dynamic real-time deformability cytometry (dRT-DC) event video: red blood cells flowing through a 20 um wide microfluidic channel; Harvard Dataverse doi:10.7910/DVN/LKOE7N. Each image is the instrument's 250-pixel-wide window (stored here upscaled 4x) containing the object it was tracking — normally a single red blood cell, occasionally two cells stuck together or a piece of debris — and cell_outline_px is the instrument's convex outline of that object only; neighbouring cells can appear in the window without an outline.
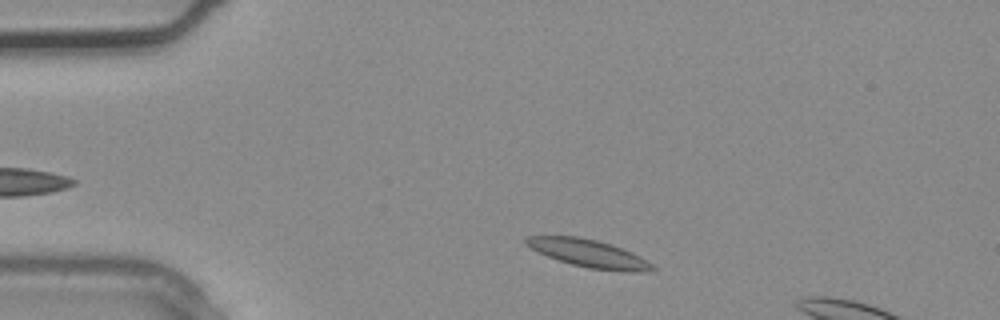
{"species": "common noctule bat (a hibernating species)", "species_latin": "Nyctalus noctula", "temperature_condition": "warm", "stored_images_in_passage": 2, "camera_frame_rate_fps": 3000, "um_per_image_px": 0.085, "animal": {"sex": "male", "body_mass_g": 20.4}, "frame": {"image": 1, "passage_image": 2, "time_ms": 0.333, "image_size_px": [1000, 320], "cell_outline_px": [[656, 268], [648, 272], [624, 272], [588, 268], [572, 264], [548, 256], [524, 244], [524, 240], [528, 236], [576, 236], [596, 240], [612, 244], [632, 252], [652, 264]], "centroid_in_image_um": [50.08, 21.55], "position_along_channel_um": 34.9, "area_um2": 20.29}}